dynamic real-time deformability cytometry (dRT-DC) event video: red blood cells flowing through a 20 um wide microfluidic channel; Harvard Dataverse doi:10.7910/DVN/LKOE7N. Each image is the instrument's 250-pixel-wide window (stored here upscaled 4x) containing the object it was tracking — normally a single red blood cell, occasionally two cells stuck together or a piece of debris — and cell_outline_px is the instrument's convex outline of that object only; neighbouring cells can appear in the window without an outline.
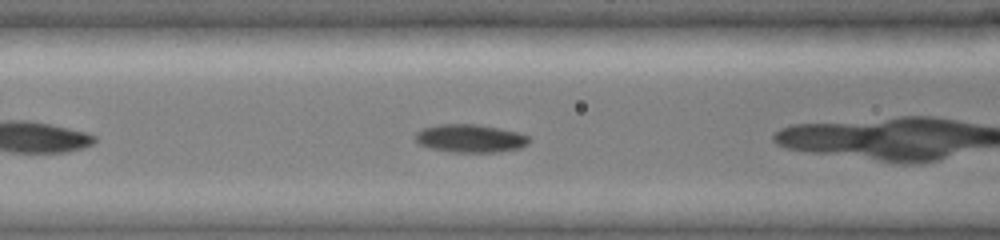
{"species": "common noctule bat (a hibernating species)", "species_latin": "Nyctalus noctula", "temperature_condition": "cold", "stored_images_in_passage": 12, "camera_frame_rate_fps": 3000, "um_per_image_px": 0.085, "animal": {"sex": "female", "body_mass_g": 19.0, "forearm_length_mm": 51.5}, "frame": {"image": 1, "passage_image": 6, "time_ms": 1.667, "image_size_px": [1000, 240], "cell_outline_px": [[528, 144], [520, 148], [500, 152], [452, 152], [432, 148], [420, 144], [416, 140], [416, 132], [424, 128], [440, 124], [476, 124], [500, 128], [516, 132], [528, 136]], "centroid_in_image_um": [39.99, 11.76], "position_along_channel_um": 126.6, "area_um2": 18.44}}
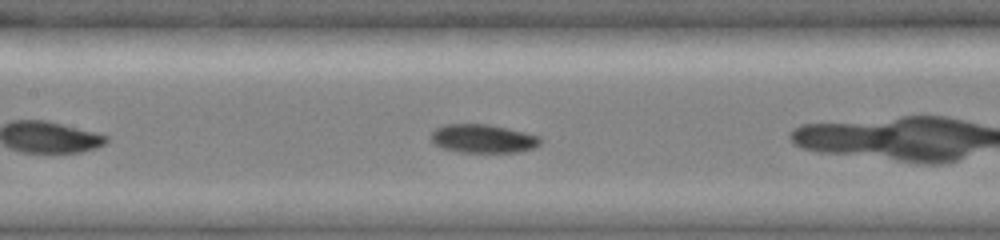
{"frame": {"image": 2, "passage_image": 9, "time_ms": 2.667, "image_size_px": [1000, 240], "cell_outline_px": [[540, 144], [532, 148], [520, 152], [460, 152], [444, 148], [436, 144], [432, 140], [432, 132], [436, 128], [444, 124], [488, 124], [508, 128], [540, 136]], "centroid_in_image_um": [41.07, 11.78], "position_along_channel_um": 166.3, "area_um2": 18.03}}